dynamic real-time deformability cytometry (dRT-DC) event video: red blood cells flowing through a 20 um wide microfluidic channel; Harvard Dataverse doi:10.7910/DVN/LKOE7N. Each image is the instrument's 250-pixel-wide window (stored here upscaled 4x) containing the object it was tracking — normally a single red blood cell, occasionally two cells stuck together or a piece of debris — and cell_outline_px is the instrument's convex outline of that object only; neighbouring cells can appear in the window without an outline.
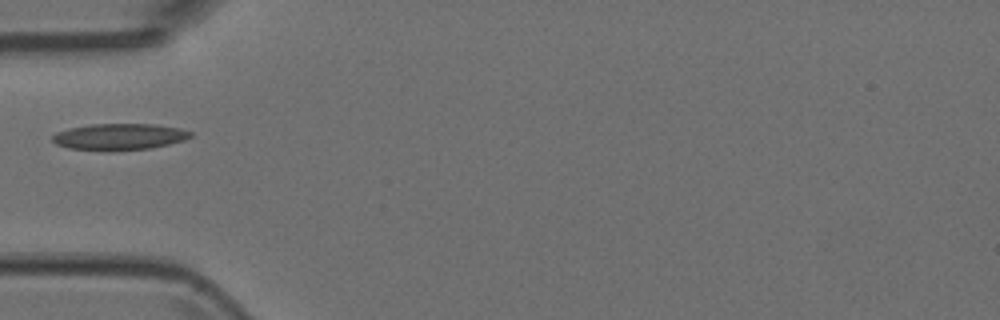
{"species": "Egyptian fruit bat (a non-hibernating species)", "species_latin": "Rousettus aegyptiacus", "temperature_condition": "room temperature", "stored_images_in_passage": 1, "camera_frame_rate_fps": 3000, "um_per_image_px": 0.085, "animal": {"sex": "female"}, "frame": {"image": 1, "passage_image": 1, "time_ms": 0.0, "image_size_px": [1000, 320], "cell_outline_px": [[192, 136], [184, 140], [152, 148], [112, 152], [108, 152], [68, 148], [56, 144], [52, 140], [52, 136], [56, 132], [68, 128], [92, 124], [156, 124], [180, 128], [192, 132]], "centroid_in_image_um": [10.13, 11.64], "position_along_channel_um": 74.9, "area_um2": 21.68}}